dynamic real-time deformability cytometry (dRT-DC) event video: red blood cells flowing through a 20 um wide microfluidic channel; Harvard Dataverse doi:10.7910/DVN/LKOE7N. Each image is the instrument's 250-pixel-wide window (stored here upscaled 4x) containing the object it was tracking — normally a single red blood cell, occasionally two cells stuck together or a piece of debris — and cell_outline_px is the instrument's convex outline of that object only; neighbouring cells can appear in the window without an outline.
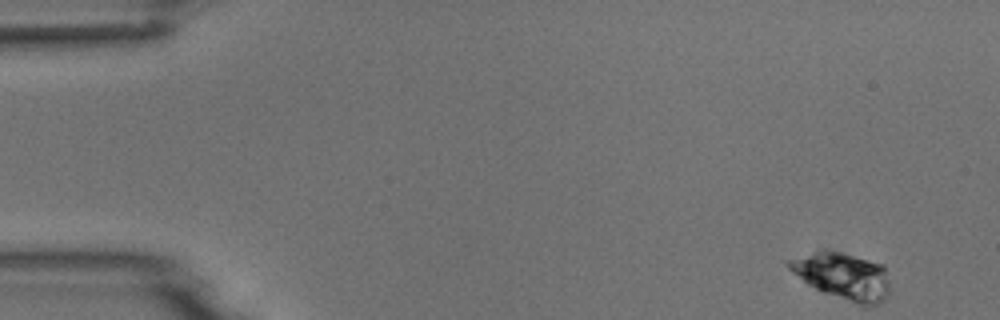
{"species": "common noctule bat (a hibernating species)", "species_latin": "Nyctalus noctula", "temperature_condition": "room temperature", "stored_images_in_passage": 5, "camera_frame_rate_fps": 3000, "um_per_image_px": 0.085, "animal": {"sex": "male", "body_mass_g": 18.8}, "frame": {"image": 1, "passage_image": 1, "time_ms": 0.0, "image_size_px": [1000, 320], "cell_outline_px": [[888, 292], [884, 300], [876, 304], [856, 304], [824, 292], [808, 284], [792, 272], [788, 268], [784, 260], [824, 248], [828, 248], [844, 252], [884, 264], [888, 284]], "centroid_in_image_um": [71.59, 23.4], "position_along_channel_um": 13.4, "area_um2": 27.74}}
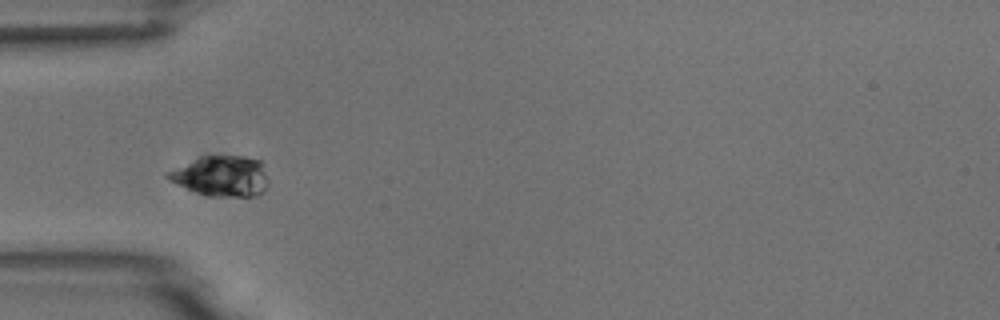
{"frame": {"image": 2, "passage_image": 5, "time_ms": 4.667, "image_size_px": [1000, 320], "cell_outline_px": [[268, 184], [264, 192], [256, 196], [204, 196], [164, 176], [168, 172], [204, 152], [240, 156], [260, 160], [264, 164], [268, 180]], "centroid_in_image_um": [18.85, 14.91], "position_along_channel_um": 66.1, "area_um2": 24.33}}